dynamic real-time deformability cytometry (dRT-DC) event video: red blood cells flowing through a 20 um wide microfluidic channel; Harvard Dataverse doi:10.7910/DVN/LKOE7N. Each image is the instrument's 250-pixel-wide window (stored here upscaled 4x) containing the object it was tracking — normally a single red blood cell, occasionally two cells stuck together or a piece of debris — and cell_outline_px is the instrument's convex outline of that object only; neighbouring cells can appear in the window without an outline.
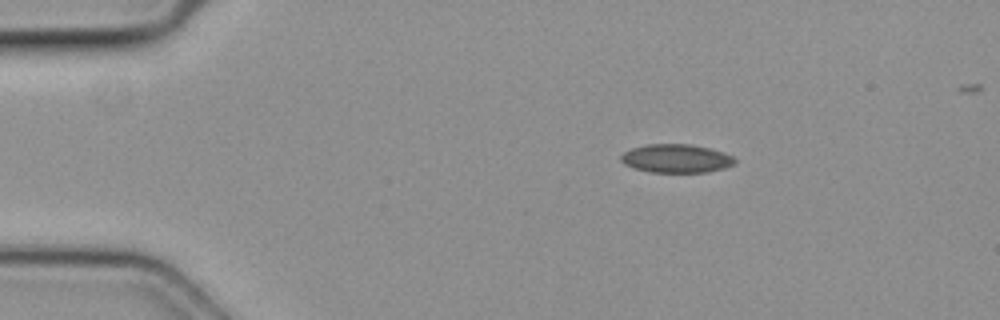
{"species": "common noctule bat (a hibernating species)", "species_latin": "Nyctalus noctula", "temperature_condition": "cold", "stored_images_in_passage": 9, "camera_frame_rate_fps": 3000, "um_per_image_px": 0.085, "animal": {"sex": "female", "body_mass_g": 19.3, "forearm_length_mm": 54.1}, "frame": {"image": 1, "passage_image": 1, "time_ms": 0.0, "image_size_px": [1000, 320], "cell_outline_px": [[736, 164], [724, 168], [708, 172], [648, 172], [624, 164], [620, 160], [620, 156], [624, 152], [632, 148], [648, 144], [692, 144], [724, 152], [732, 156], [736, 160]], "centroid_in_image_um": [57.5, 13.47], "position_along_channel_um": 27.5, "area_um2": 18.96}}